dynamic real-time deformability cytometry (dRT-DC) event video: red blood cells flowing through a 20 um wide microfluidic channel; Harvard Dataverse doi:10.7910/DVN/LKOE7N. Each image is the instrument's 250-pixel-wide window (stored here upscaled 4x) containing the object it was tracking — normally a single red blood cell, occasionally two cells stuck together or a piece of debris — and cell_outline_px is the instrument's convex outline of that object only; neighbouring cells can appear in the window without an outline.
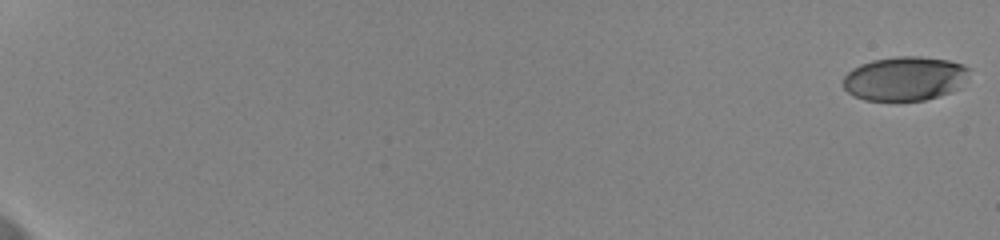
{"species": "human", "species_latin": "Homo sapiens", "temperature_condition": "cold", "stored_images_in_passage": 59, "camera_frame_rate_fps": 3000, "um_per_image_px": 0.085, "donor": {"sex": "female"}, "frame": {"image": 1, "passage_image": 1, "time_ms": 0.0, "image_size_px": [1000, 240], "cell_outline_px": [[972, 68], [956, 88], [948, 92], [924, 100], [864, 100], [848, 92], [844, 88], [844, 76], [852, 68], [860, 64], [872, 60], [896, 56], [920, 56], [948, 60]], "centroid_in_image_um": [76.86, 6.65], "position_along_channel_um": 8.1, "area_um2": 31.96}}
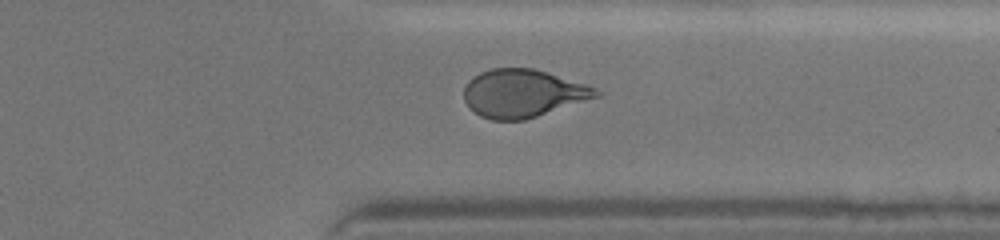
{"frame": {"image": 2, "passage_image": 49, "time_ms": 16.0, "image_size_px": [1000, 240], "cell_outline_px": [[600, 96], [524, 120], [492, 120], [480, 116], [468, 108], [464, 100], [464, 88], [468, 80], [472, 76], [480, 72], [492, 68], [532, 68], [548, 72], [596, 88], [600, 92]], "centroid_in_image_um": [44.39, 7.93], "position_along_channel_um": 367.0, "area_um2": 36.88}, "authors_computed_cell_mechanics": {"area_um2": 36.8764, "velocity_mm_per_s": 3.6562, "shape_relaxation_time_tau1_ms": 5.1243, "shape_relaxation_time_tau2_ms": 1.4654, "deformation_change_tau1": 0.165, "deformation_change_tau2": 0.072}}